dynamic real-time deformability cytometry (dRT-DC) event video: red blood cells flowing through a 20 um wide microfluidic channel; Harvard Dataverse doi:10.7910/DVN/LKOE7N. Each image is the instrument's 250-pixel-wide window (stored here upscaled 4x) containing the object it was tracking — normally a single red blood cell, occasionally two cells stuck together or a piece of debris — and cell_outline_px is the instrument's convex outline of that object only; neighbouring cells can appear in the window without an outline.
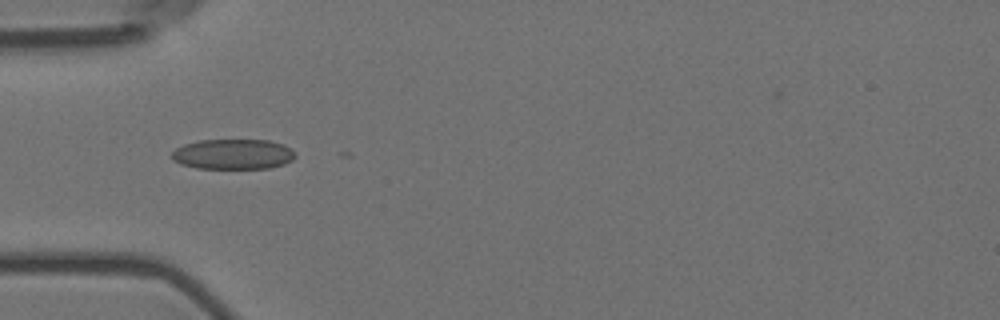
{"species": "Egyptian fruit bat (a non-hibernating species)", "species_latin": "Rousettus aegyptiacus", "temperature_condition": "room temperature", "stored_images_in_passage": 3, "camera_frame_rate_fps": 3000, "um_per_image_px": 0.085, "animal": {"sex": "female"}, "frame": {"image": 1, "passage_image": 2, "time_ms": 0.333, "image_size_px": [1000, 320], "cell_outline_px": [[296, 156], [292, 160], [284, 164], [268, 168], [196, 168], [180, 164], [172, 160], [172, 152], [176, 148], [184, 144], [200, 140], [268, 140], [284, 144], [292, 148], [296, 152]], "centroid_in_image_um": [19.83, 13.1], "position_along_channel_um": 65.2, "area_um2": 21.91}}